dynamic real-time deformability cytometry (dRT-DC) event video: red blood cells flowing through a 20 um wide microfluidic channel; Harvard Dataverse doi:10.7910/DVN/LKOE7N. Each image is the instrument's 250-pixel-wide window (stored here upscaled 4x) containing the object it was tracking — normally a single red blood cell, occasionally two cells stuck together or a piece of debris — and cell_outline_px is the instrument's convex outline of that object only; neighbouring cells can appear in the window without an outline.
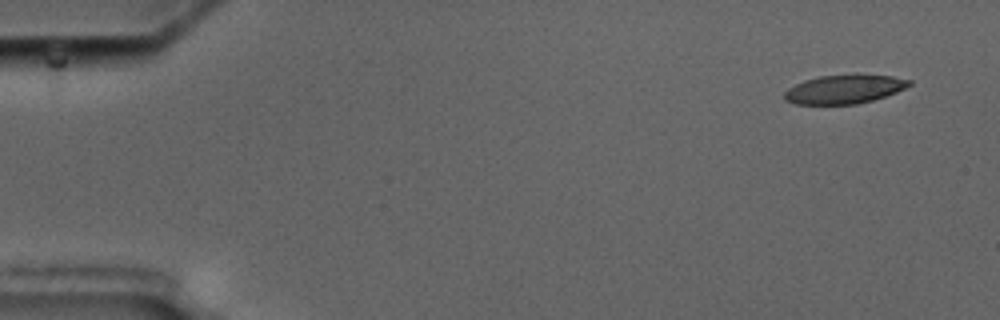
{"species": "common noctule bat (a hibernating species)", "species_latin": "Nyctalus noctula", "temperature_condition": "cold", "stored_images_in_passage": 1, "camera_frame_rate_fps": 3000, "um_per_image_px": 0.085, "animal": {"sex": "male", "body_mass_g": 17.5, "forearm_length_mm": 52.3}, "frame": {"image": 1, "passage_image": 1, "time_ms": 0.0, "image_size_px": [1000, 320], "cell_outline_px": [[912, 84], [896, 92], [872, 100], [856, 104], [796, 104], [784, 100], [784, 92], [788, 88], [804, 80], [820, 76], [856, 72], [892, 76], [912, 80]], "centroid_in_image_um": [71.78, 7.54], "position_along_channel_um": 13.2, "area_um2": 21.44}}